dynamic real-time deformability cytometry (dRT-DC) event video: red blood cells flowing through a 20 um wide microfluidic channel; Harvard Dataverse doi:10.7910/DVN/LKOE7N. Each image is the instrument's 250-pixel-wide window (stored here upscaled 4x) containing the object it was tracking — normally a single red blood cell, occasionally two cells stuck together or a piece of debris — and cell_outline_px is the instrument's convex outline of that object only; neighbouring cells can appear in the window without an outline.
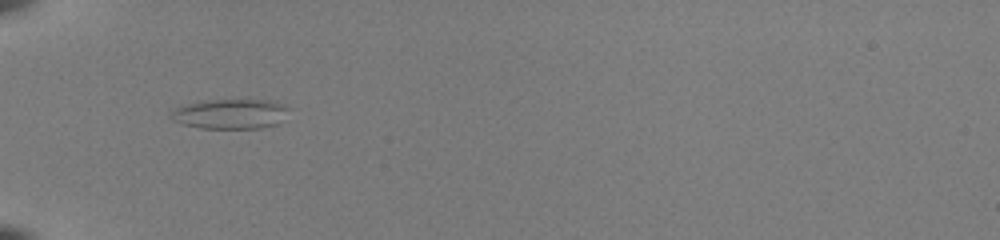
{"species": "common noctule bat (a hibernating species)", "species_latin": "Nyctalus noctula", "temperature_condition": "room temperature", "stored_images_in_passage": 36, "camera_frame_rate_fps": 3000, "um_per_image_px": 0.085, "animal": {"sex": "female", "body_mass_g": 22.0, "forearm_length_mm": 56.7}, "frame": {"image": 1, "passage_image": 3, "time_ms": 0.667, "image_size_px": [1000, 240], "cell_outline_px": [[288, 108], [276, 124], [260, 128], [200, 128], [184, 124], [172, 120], [168, 116], [168, 112], [176, 108], [188, 104], [208, 100], [276, 100]], "centroid_in_image_um": [19.51, 9.68], "position_along_channel_um": 65.5, "area_um2": 20.23}}
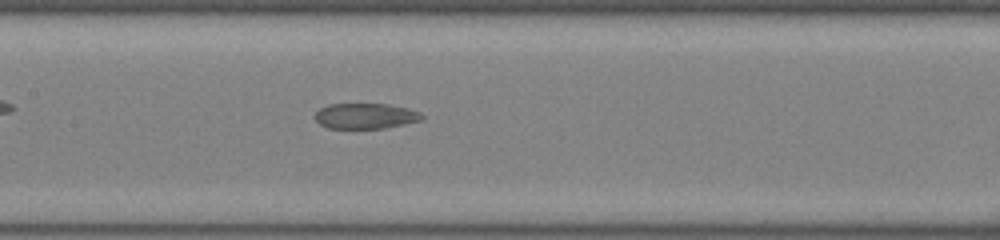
{"frame": {"image": 2, "passage_image": 12, "time_ms": 3.667, "image_size_px": [1000, 240], "cell_outline_px": [[424, 120], [384, 128], [328, 128], [320, 124], [316, 120], [316, 112], [320, 108], [328, 104], [388, 104], [408, 108], [420, 112], [424, 116]], "centroid_in_image_um": [31.1, 9.85], "position_along_channel_um": 176.3, "area_um2": 15.9}}
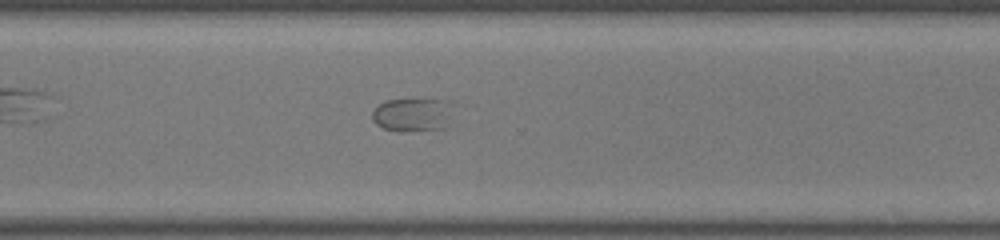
{"frame": {"image": 3, "passage_image": 24, "time_ms": 7.667, "image_size_px": [1000, 240], "cell_outline_px": [[464, 104], [444, 128], [404, 132], [400, 132], [384, 128], [376, 124], [372, 120], [372, 112], [380, 104], [388, 100], [452, 100]], "centroid_in_image_um": [35.29, 9.73], "position_along_channel_um": 335.3, "area_um2": 16.76}}